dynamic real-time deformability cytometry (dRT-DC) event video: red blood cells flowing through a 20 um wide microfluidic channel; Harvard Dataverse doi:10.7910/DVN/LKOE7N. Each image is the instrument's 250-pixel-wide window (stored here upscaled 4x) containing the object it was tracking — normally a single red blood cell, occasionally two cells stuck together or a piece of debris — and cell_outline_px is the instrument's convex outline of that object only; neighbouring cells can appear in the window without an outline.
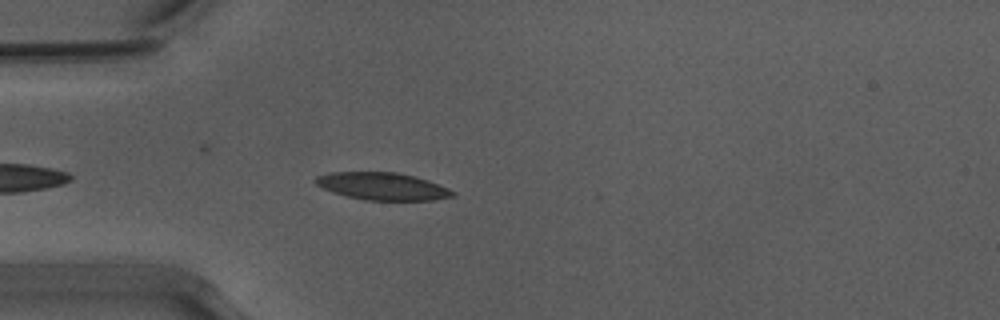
{"species": "Egyptian fruit bat (a non-hibernating species)", "species_latin": "Rousettus aegyptiacus", "temperature_condition": "warm", "stored_images_in_passage": 12, "camera_frame_rate_fps": 3000, "um_per_image_px": 0.085, "animal": {"sex": "male"}, "frame": {"image": 1, "passage_image": 4, "time_ms": 1.0, "image_size_px": [1000, 320], "cell_outline_px": [[456, 196], [432, 200], [364, 200], [332, 192], [316, 184], [312, 180], [316, 176], [328, 172], [396, 172], [428, 180], [448, 188], [456, 192]], "centroid_in_image_um": [32.5, 15.83], "position_along_channel_um": 52.5, "area_um2": 21.91}}
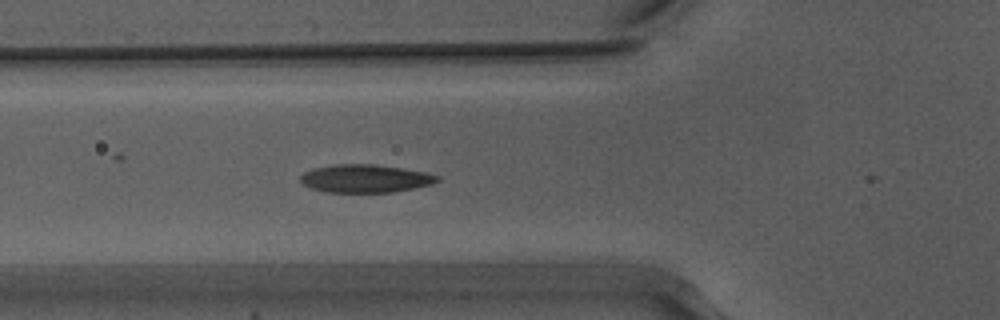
{"frame": {"image": 2, "passage_image": 8, "time_ms": 2.333, "image_size_px": [1000, 320], "cell_outline_px": [[440, 180], [432, 184], [392, 192], [324, 192], [300, 184], [300, 176], [304, 172], [316, 168], [332, 164], [372, 164], [404, 168], [428, 172], [440, 176]], "centroid_in_image_um": [31.05, 15.17], "position_along_channel_um": 94.7, "area_um2": 22.48}}
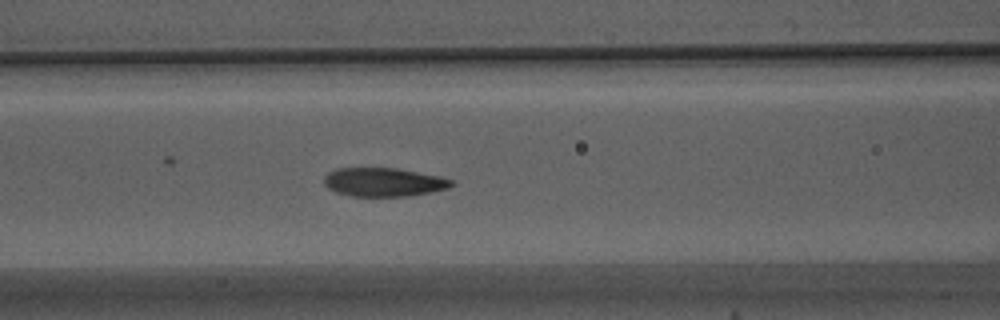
{"frame": {"image": 3, "passage_image": 11, "time_ms": 3.333, "image_size_px": [1000, 320], "cell_outline_px": [[456, 184], [448, 188], [432, 192], [408, 196], [352, 196], [336, 192], [328, 188], [324, 184], [324, 176], [328, 172], [336, 168], [396, 168], [440, 176], [452, 180]], "centroid_in_image_um": [32.61, 15.48], "position_along_channel_um": 134.0, "area_um2": 21.39}}